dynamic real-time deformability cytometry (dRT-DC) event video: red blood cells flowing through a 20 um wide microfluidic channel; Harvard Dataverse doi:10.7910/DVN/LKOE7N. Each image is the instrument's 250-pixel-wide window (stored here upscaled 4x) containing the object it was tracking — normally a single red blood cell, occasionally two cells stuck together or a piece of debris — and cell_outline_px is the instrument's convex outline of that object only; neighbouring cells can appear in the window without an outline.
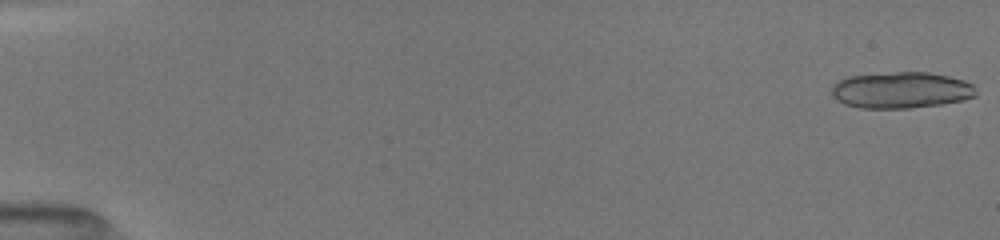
{"species": "common noctule bat (a hibernating species)", "species_latin": "Nyctalus noctula", "temperature_condition": "room temperature", "stored_images_in_passage": 33, "camera_frame_rate_fps": 3000, "um_per_image_px": 0.085, "animal": {"sex": "female", "body_mass_g": 19.5, "forearm_length_mm": 54.1}, "frame": {"image": 1, "passage_image": 1, "time_ms": 0.0, "image_size_px": [1000, 240], "cell_outline_px": [[976, 96], [964, 100], [940, 104], [912, 108], [860, 108], [844, 104], [836, 100], [832, 96], [832, 84], [848, 76], [896, 72], [928, 72], [948, 76], [964, 80], [972, 84], [976, 92]], "centroid_in_image_um": [76.58, 7.66], "position_along_channel_um": 8.4, "area_um2": 30.63}}